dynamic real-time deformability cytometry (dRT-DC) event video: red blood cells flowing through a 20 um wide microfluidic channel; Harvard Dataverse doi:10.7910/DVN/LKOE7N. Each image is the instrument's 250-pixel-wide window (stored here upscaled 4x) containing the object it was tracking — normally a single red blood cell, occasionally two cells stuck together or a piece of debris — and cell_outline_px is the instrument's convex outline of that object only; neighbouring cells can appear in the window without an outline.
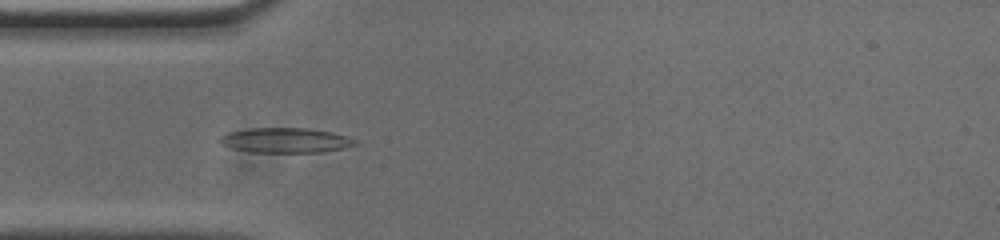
{"species": "common noctule bat (a hibernating species)", "species_latin": "Nyctalus noctula", "temperature_condition": "cold", "stored_images_in_passage": 52, "camera_frame_rate_fps": 3000, "um_per_image_px": 0.085, "animal": {"sex": "male", "body_mass_g": 20.0, "forearm_length_mm": 53.3}, "frame": {"image": 1, "passage_image": 14, "time_ms": 4.333, "image_size_px": [1000, 240], "cell_outline_px": [[360, 144], [344, 148], [324, 152], [252, 152], [232, 148], [220, 144], [216, 140], [220, 136], [228, 132], [248, 128], [308, 128], [328, 132], [344, 136], [356, 140]], "centroid_in_image_um": [24.22, 11.93], "position_along_channel_um": 60.8, "area_um2": 19.71}}
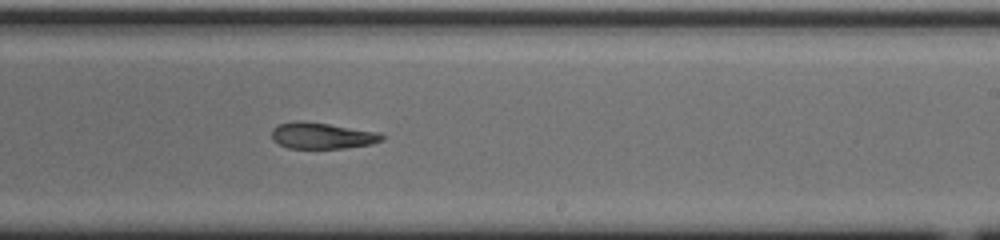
{"frame": {"image": 2, "passage_image": 30, "time_ms": 9.667, "image_size_px": [1000, 240], "cell_outline_px": [[384, 140], [372, 144], [344, 148], [288, 148], [272, 140], [272, 128], [276, 124], [296, 120], [304, 120], [376, 132], [384, 136]], "centroid_in_image_um": [27.32, 11.52], "position_along_channel_um": 261.7, "area_um2": 16.88}}
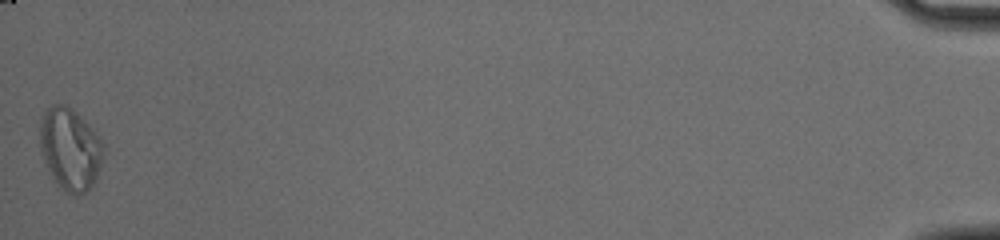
{"frame": {"image": 3, "passage_image": 52, "time_ms": 17.0, "image_size_px": [1000, 240], "cell_outline_px": [[104, 148], [100, 168], [96, 180], [84, 192], [72, 196], [52, 176], [40, 152], [40, 116], [52, 104], [64, 104], [72, 108], [100, 136], [104, 144]], "centroid_in_image_um": [5.97, 12.62], "position_along_channel_um": 429.2, "area_um2": 30.23}}